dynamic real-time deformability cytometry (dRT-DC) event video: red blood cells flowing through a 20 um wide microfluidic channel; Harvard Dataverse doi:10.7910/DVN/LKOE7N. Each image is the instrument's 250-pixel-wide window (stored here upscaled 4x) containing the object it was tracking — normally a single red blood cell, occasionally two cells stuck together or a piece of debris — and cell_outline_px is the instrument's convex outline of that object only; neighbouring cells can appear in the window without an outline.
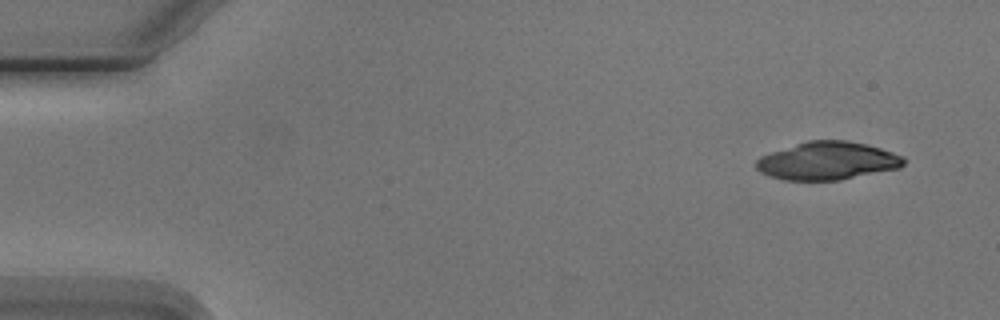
{"species": "Egyptian fruit bat (a non-hibernating species)", "species_latin": "Rousettus aegyptiacus", "temperature_condition": "cold", "stored_images_in_passage": 5, "camera_frame_rate_fps": 3000, "um_per_image_px": 0.085, "animal": {"sex": "male"}, "frame": {"image": 1, "passage_image": 1, "time_ms": 0.0, "image_size_px": [1000, 320], "cell_outline_px": [[904, 164], [900, 168], [840, 180], [784, 180], [768, 176], [760, 172], [756, 168], [756, 160], [760, 156], [808, 140], [844, 140], [868, 144], [904, 156]], "centroid_in_image_um": [70.34, 13.68], "position_along_channel_um": 14.7, "area_um2": 32.66}}